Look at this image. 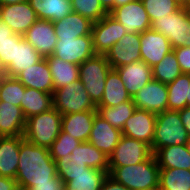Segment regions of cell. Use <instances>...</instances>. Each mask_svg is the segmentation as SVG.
Instances as JSON below:
<instances>
[{
	"instance_id": "55",
	"label": "cell",
	"mask_w": 190,
	"mask_h": 190,
	"mask_svg": "<svg viewBox=\"0 0 190 190\" xmlns=\"http://www.w3.org/2000/svg\"><path fill=\"white\" fill-rule=\"evenodd\" d=\"M13 190H26V189L23 187L16 186Z\"/></svg>"
},
{
	"instance_id": "48",
	"label": "cell",
	"mask_w": 190,
	"mask_h": 190,
	"mask_svg": "<svg viewBox=\"0 0 190 190\" xmlns=\"http://www.w3.org/2000/svg\"><path fill=\"white\" fill-rule=\"evenodd\" d=\"M13 34L14 32L0 19V42L9 40Z\"/></svg>"
},
{
	"instance_id": "38",
	"label": "cell",
	"mask_w": 190,
	"mask_h": 190,
	"mask_svg": "<svg viewBox=\"0 0 190 190\" xmlns=\"http://www.w3.org/2000/svg\"><path fill=\"white\" fill-rule=\"evenodd\" d=\"M72 12L90 19L93 23L109 14L99 0H71Z\"/></svg>"
},
{
	"instance_id": "4",
	"label": "cell",
	"mask_w": 190,
	"mask_h": 190,
	"mask_svg": "<svg viewBox=\"0 0 190 190\" xmlns=\"http://www.w3.org/2000/svg\"><path fill=\"white\" fill-rule=\"evenodd\" d=\"M188 134L181 121L179 111L165 110L156 115L151 151L154 154L162 147L186 145Z\"/></svg>"
},
{
	"instance_id": "15",
	"label": "cell",
	"mask_w": 190,
	"mask_h": 190,
	"mask_svg": "<svg viewBox=\"0 0 190 190\" xmlns=\"http://www.w3.org/2000/svg\"><path fill=\"white\" fill-rule=\"evenodd\" d=\"M140 45L141 60L151 68L173 50L169 39L151 28L140 34Z\"/></svg>"
},
{
	"instance_id": "29",
	"label": "cell",
	"mask_w": 190,
	"mask_h": 190,
	"mask_svg": "<svg viewBox=\"0 0 190 190\" xmlns=\"http://www.w3.org/2000/svg\"><path fill=\"white\" fill-rule=\"evenodd\" d=\"M159 168L190 170V153L185 145L162 147L154 153Z\"/></svg>"
},
{
	"instance_id": "7",
	"label": "cell",
	"mask_w": 190,
	"mask_h": 190,
	"mask_svg": "<svg viewBox=\"0 0 190 190\" xmlns=\"http://www.w3.org/2000/svg\"><path fill=\"white\" fill-rule=\"evenodd\" d=\"M53 107L61 114L97 111L80 80L65 85L52 94Z\"/></svg>"
},
{
	"instance_id": "47",
	"label": "cell",
	"mask_w": 190,
	"mask_h": 190,
	"mask_svg": "<svg viewBox=\"0 0 190 190\" xmlns=\"http://www.w3.org/2000/svg\"><path fill=\"white\" fill-rule=\"evenodd\" d=\"M16 186L15 179L0 176V190H13Z\"/></svg>"
},
{
	"instance_id": "14",
	"label": "cell",
	"mask_w": 190,
	"mask_h": 190,
	"mask_svg": "<svg viewBox=\"0 0 190 190\" xmlns=\"http://www.w3.org/2000/svg\"><path fill=\"white\" fill-rule=\"evenodd\" d=\"M140 33H126L120 41L106 53L112 69L141 60Z\"/></svg>"
},
{
	"instance_id": "13",
	"label": "cell",
	"mask_w": 190,
	"mask_h": 190,
	"mask_svg": "<svg viewBox=\"0 0 190 190\" xmlns=\"http://www.w3.org/2000/svg\"><path fill=\"white\" fill-rule=\"evenodd\" d=\"M0 19L16 34L23 35L37 20L28 0L0 6Z\"/></svg>"
},
{
	"instance_id": "37",
	"label": "cell",
	"mask_w": 190,
	"mask_h": 190,
	"mask_svg": "<svg viewBox=\"0 0 190 190\" xmlns=\"http://www.w3.org/2000/svg\"><path fill=\"white\" fill-rule=\"evenodd\" d=\"M25 86L15 77L4 75L0 80V101L21 106Z\"/></svg>"
},
{
	"instance_id": "17",
	"label": "cell",
	"mask_w": 190,
	"mask_h": 190,
	"mask_svg": "<svg viewBox=\"0 0 190 190\" xmlns=\"http://www.w3.org/2000/svg\"><path fill=\"white\" fill-rule=\"evenodd\" d=\"M156 123V114L143 109H137L126 120L122 135L142 141L152 146Z\"/></svg>"
},
{
	"instance_id": "56",
	"label": "cell",
	"mask_w": 190,
	"mask_h": 190,
	"mask_svg": "<svg viewBox=\"0 0 190 190\" xmlns=\"http://www.w3.org/2000/svg\"><path fill=\"white\" fill-rule=\"evenodd\" d=\"M4 76L3 70H0V80Z\"/></svg>"
},
{
	"instance_id": "5",
	"label": "cell",
	"mask_w": 190,
	"mask_h": 190,
	"mask_svg": "<svg viewBox=\"0 0 190 190\" xmlns=\"http://www.w3.org/2000/svg\"><path fill=\"white\" fill-rule=\"evenodd\" d=\"M111 69L106 56L99 54H95L79 65V80L95 106L102 100L106 77Z\"/></svg>"
},
{
	"instance_id": "11",
	"label": "cell",
	"mask_w": 190,
	"mask_h": 190,
	"mask_svg": "<svg viewBox=\"0 0 190 190\" xmlns=\"http://www.w3.org/2000/svg\"><path fill=\"white\" fill-rule=\"evenodd\" d=\"M52 55L63 61L80 65L95 55L92 35H83L77 38L57 40Z\"/></svg>"
},
{
	"instance_id": "34",
	"label": "cell",
	"mask_w": 190,
	"mask_h": 190,
	"mask_svg": "<svg viewBox=\"0 0 190 190\" xmlns=\"http://www.w3.org/2000/svg\"><path fill=\"white\" fill-rule=\"evenodd\" d=\"M190 74H181L173 82L167 84L168 110H182L187 106Z\"/></svg>"
},
{
	"instance_id": "6",
	"label": "cell",
	"mask_w": 190,
	"mask_h": 190,
	"mask_svg": "<svg viewBox=\"0 0 190 190\" xmlns=\"http://www.w3.org/2000/svg\"><path fill=\"white\" fill-rule=\"evenodd\" d=\"M151 29L169 39L172 48L190 47V7H180L176 12L151 23Z\"/></svg>"
},
{
	"instance_id": "49",
	"label": "cell",
	"mask_w": 190,
	"mask_h": 190,
	"mask_svg": "<svg viewBox=\"0 0 190 190\" xmlns=\"http://www.w3.org/2000/svg\"><path fill=\"white\" fill-rule=\"evenodd\" d=\"M102 4V7L110 13L114 9V0H99Z\"/></svg>"
},
{
	"instance_id": "50",
	"label": "cell",
	"mask_w": 190,
	"mask_h": 190,
	"mask_svg": "<svg viewBox=\"0 0 190 190\" xmlns=\"http://www.w3.org/2000/svg\"><path fill=\"white\" fill-rule=\"evenodd\" d=\"M135 0H114V9L120 6H123L125 4H128L130 2H133Z\"/></svg>"
},
{
	"instance_id": "42",
	"label": "cell",
	"mask_w": 190,
	"mask_h": 190,
	"mask_svg": "<svg viewBox=\"0 0 190 190\" xmlns=\"http://www.w3.org/2000/svg\"><path fill=\"white\" fill-rule=\"evenodd\" d=\"M15 44H18V34L14 33L9 40L0 42V68L4 71L14 61Z\"/></svg>"
},
{
	"instance_id": "39",
	"label": "cell",
	"mask_w": 190,
	"mask_h": 190,
	"mask_svg": "<svg viewBox=\"0 0 190 190\" xmlns=\"http://www.w3.org/2000/svg\"><path fill=\"white\" fill-rule=\"evenodd\" d=\"M151 23L176 12L180 6L174 0H142Z\"/></svg>"
},
{
	"instance_id": "3",
	"label": "cell",
	"mask_w": 190,
	"mask_h": 190,
	"mask_svg": "<svg viewBox=\"0 0 190 190\" xmlns=\"http://www.w3.org/2000/svg\"><path fill=\"white\" fill-rule=\"evenodd\" d=\"M62 115L53 107L26 119L24 139L49 149L61 132Z\"/></svg>"
},
{
	"instance_id": "40",
	"label": "cell",
	"mask_w": 190,
	"mask_h": 190,
	"mask_svg": "<svg viewBox=\"0 0 190 190\" xmlns=\"http://www.w3.org/2000/svg\"><path fill=\"white\" fill-rule=\"evenodd\" d=\"M80 143L81 141L61 130L58 137L50 146L49 153L56 162L58 159L66 155H71L72 150Z\"/></svg>"
},
{
	"instance_id": "53",
	"label": "cell",
	"mask_w": 190,
	"mask_h": 190,
	"mask_svg": "<svg viewBox=\"0 0 190 190\" xmlns=\"http://www.w3.org/2000/svg\"><path fill=\"white\" fill-rule=\"evenodd\" d=\"M187 107H190V86L188 87Z\"/></svg>"
},
{
	"instance_id": "32",
	"label": "cell",
	"mask_w": 190,
	"mask_h": 190,
	"mask_svg": "<svg viewBox=\"0 0 190 190\" xmlns=\"http://www.w3.org/2000/svg\"><path fill=\"white\" fill-rule=\"evenodd\" d=\"M72 161L84 162L88 167L106 171L109 174L108 156L89 141L81 142L72 150Z\"/></svg>"
},
{
	"instance_id": "33",
	"label": "cell",
	"mask_w": 190,
	"mask_h": 190,
	"mask_svg": "<svg viewBox=\"0 0 190 190\" xmlns=\"http://www.w3.org/2000/svg\"><path fill=\"white\" fill-rule=\"evenodd\" d=\"M159 190H190V170L160 168Z\"/></svg>"
},
{
	"instance_id": "10",
	"label": "cell",
	"mask_w": 190,
	"mask_h": 190,
	"mask_svg": "<svg viewBox=\"0 0 190 190\" xmlns=\"http://www.w3.org/2000/svg\"><path fill=\"white\" fill-rule=\"evenodd\" d=\"M121 23L127 33H142L151 28V20L145 10L142 0H135L113 9L110 13Z\"/></svg>"
},
{
	"instance_id": "36",
	"label": "cell",
	"mask_w": 190,
	"mask_h": 190,
	"mask_svg": "<svg viewBox=\"0 0 190 190\" xmlns=\"http://www.w3.org/2000/svg\"><path fill=\"white\" fill-rule=\"evenodd\" d=\"M181 74L182 71L173 50L152 67V78L164 84L173 82Z\"/></svg>"
},
{
	"instance_id": "41",
	"label": "cell",
	"mask_w": 190,
	"mask_h": 190,
	"mask_svg": "<svg viewBox=\"0 0 190 190\" xmlns=\"http://www.w3.org/2000/svg\"><path fill=\"white\" fill-rule=\"evenodd\" d=\"M58 176L78 175L84 173L88 166L84 162L72 161L70 155H66L56 161Z\"/></svg>"
},
{
	"instance_id": "16",
	"label": "cell",
	"mask_w": 190,
	"mask_h": 190,
	"mask_svg": "<svg viewBox=\"0 0 190 190\" xmlns=\"http://www.w3.org/2000/svg\"><path fill=\"white\" fill-rule=\"evenodd\" d=\"M22 36L43 58L53 54L58 40L53 22L44 19H38Z\"/></svg>"
},
{
	"instance_id": "19",
	"label": "cell",
	"mask_w": 190,
	"mask_h": 190,
	"mask_svg": "<svg viewBox=\"0 0 190 190\" xmlns=\"http://www.w3.org/2000/svg\"><path fill=\"white\" fill-rule=\"evenodd\" d=\"M115 70L118 72L126 87V91L131 97L153 79L152 68L142 60L120 66L115 68Z\"/></svg>"
},
{
	"instance_id": "27",
	"label": "cell",
	"mask_w": 190,
	"mask_h": 190,
	"mask_svg": "<svg viewBox=\"0 0 190 190\" xmlns=\"http://www.w3.org/2000/svg\"><path fill=\"white\" fill-rule=\"evenodd\" d=\"M45 58L52 75L54 91L79 80V65L63 61L53 55Z\"/></svg>"
},
{
	"instance_id": "26",
	"label": "cell",
	"mask_w": 190,
	"mask_h": 190,
	"mask_svg": "<svg viewBox=\"0 0 190 190\" xmlns=\"http://www.w3.org/2000/svg\"><path fill=\"white\" fill-rule=\"evenodd\" d=\"M108 173L103 170L88 167L78 175H62L65 190H101Z\"/></svg>"
},
{
	"instance_id": "12",
	"label": "cell",
	"mask_w": 190,
	"mask_h": 190,
	"mask_svg": "<svg viewBox=\"0 0 190 190\" xmlns=\"http://www.w3.org/2000/svg\"><path fill=\"white\" fill-rule=\"evenodd\" d=\"M132 100L137 109L160 114L168 110L167 84L152 79L132 97Z\"/></svg>"
},
{
	"instance_id": "28",
	"label": "cell",
	"mask_w": 190,
	"mask_h": 190,
	"mask_svg": "<svg viewBox=\"0 0 190 190\" xmlns=\"http://www.w3.org/2000/svg\"><path fill=\"white\" fill-rule=\"evenodd\" d=\"M118 72L111 69L106 77L105 90L101 102L96 107H113L131 100Z\"/></svg>"
},
{
	"instance_id": "23",
	"label": "cell",
	"mask_w": 190,
	"mask_h": 190,
	"mask_svg": "<svg viewBox=\"0 0 190 190\" xmlns=\"http://www.w3.org/2000/svg\"><path fill=\"white\" fill-rule=\"evenodd\" d=\"M96 114L97 111H82L62 115L61 130L81 142H86L89 139Z\"/></svg>"
},
{
	"instance_id": "45",
	"label": "cell",
	"mask_w": 190,
	"mask_h": 190,
	"mask_svg": "<svg viewBox=\"0 0 190 190\" xmlns=\"http://www.w3.org/2000/svg\"><path fill=\"white\" fill-rule=\"evenodd\" d=\"M101 190H129V189L126 188L121 183H118L108 175L102 183Z\"/></svg>"
},
{
	"instance_id": "25",
	"label": "cell",
	"mask_w": 190,
	"mask_h": 190,
	"mask_svg": "<svg viewBox=\"0 0 190 190\" xmlns=\"http://www.w3.org/2000/svg\"><path fill=\"white\" fill-rule=\"evenodd\" d=\"M20 136L0 138V176L15 179L19 162Z\"/></svg>"
},
{
	"instance_id": "44",
	"label": "cell",
	"mask_w": 190,
	"mask_h": 190,
	"mask_svg": "<svg viewBox=\"0 0 190 190\" xmlns=\"http://www.w3.org/2000/svg\"><path fill=\"white\" fill-rule=\"evenodd\" d=\"M29 190H65L63 180L57 175L50 182L35 183Z\"/></svg>"
},
{
	"instance_id": "22",
	"label": "cell",
	"mask_w": 190,
	"mask_h": 190,
	"mask_svg": "<svg viewBox=\"0 0 190 190\" xmlns=\"http://www.w3.org/2000/svg\"><path fill=\"white\" fill-rule=\"evenodd\" d=\"M43 57L26 41L22 35L18 34V44H15L14 61L3 71L4 75L15 77L21 71L32 67Z\"/></svg>"
},
{
	"instance_id": "9",
	"label": "cell",
	"mask_w": 190,
	"mask_h": 190,
	"mask_svg": "<svg viewBox=\"0 0 190 190\" xmlns=\"http://www.w3.org/2000/svg\"><path fill=\"white\" fill-rule=\"evenodd\" d=\"M126 33L123 25L109 14L94 22L91 35L95 54L106 55Z\"/></svg>"
},
{
	"instance_id": "1",
	"label": "cell",
	"mask_w": 190,
	"mask_h": 190,
	"mask_svg": "<svg viewBox=\"0 0 190 190\" xmlns=\"http://www.w3.org/2000/svg\"><path fill=\"white\" fill-rule=\"evenodd\" d=\"M56 162L49 149L36 146L20 136L19 162L16 184L29 190L35 183L50 182L57 176Z\"/></svg>"
},
{
	"instance_id": "8",
	"label": "cell",
	"mask_w": 190,
	"mask_h": 190,
	"mask_svg": "<svg viewBox=\"0 0 190 190\" xmlns=\"http://www.w3.org/2000/svg\"><path fill=\"white\" fill-rule=\"evenodd\" d=\"M152 154L148 144L122 135L108 157V164L109 166L136 165L147 160Z\"/></svg>"
},
{
	"instance_id": "20",
	"label": "cell",
	"mask_w": 190,
	"mask_h": 190,
	"mask_svg": "<svg viewBox=\"0 0 190 190\" xmlns=\"http://www.w3.org/2000/svg\"><path fill=\"white\" fill-rule=\"evenodd\" d=\"M15 78L27 88L53 94V80L46 58L21 71Z\"/></svg>"
},
{
	"instance_id": "18",
	"label": "cell",
	"mask_w": 190,
	"mask_h": 190,
	"mask_svg": "<svg viewBox=\"0 0 190 190\" xmlns=\"http://www.w3.org/2000/svg\"><path fill=\"white\" fill-rule=\"evenodd\" d=\"M122 136V131L110 125L100 115L94 117L88 141L109 157Z\"/></svg>"
},
{
	"instance_id": "2",
	"label": "cell",
	"mask_w": 190,
	"mask_h": 190,
	"mask_svg": "<svg viewBox=\"0 0 190 190\" xmlns=\"http://www.w3.org/2000/svg\"><path fill=\"white\" fill-rule=\"evenodd\" d=\"M160 168L154 154L128 166H109V176L129 190H155L159 187Z\"/></svg>"
},
{
	"instance_id": "35",
	"label": "cell",
	"mask_w": 190,
	"mask_h": 190,
	"mask_svg": "<svg viewBox=\"0 0 190 190\" xmlns=\"http://www.w3.org/2000/svg\"><path fill=\"white\" fill-rule=\"evenodd\" d=\"M97 114L106 120L110 125L120 130L126 120L135 112L136 106L133 100L126 101L113 107H96Z\"/></svg>"
},
{
	"instance_id": "52",
	"label": "cell",
	"mask_w": 190,
	"mask_h": 190,
	"mask_svg": "<svg viewBox=\"0 0 190 190\" xmlns=\"http://www.w3.org/2000/svg\"><path fill=\"white\" fill-rule=\"evenodd\" d=\"M180 7H190V0H174Z\"/></svg>"
},
{
	"instance_id": "21",
	"label": "cell",
	"mask_w": 190,
	"mask_h": 190,
	"mask_svg": "<svg viewBox=\"0 0 190 190\" xmlns=\"http://www.w3.org/2000/svg\"><path fill=\"white\" fill-rule=\"evenodd\" d=\"M58 40L91 35L93 22L82 15L71 12L65 18L53 22Z\"/></svg>"
},
{
	"instance_id": "24",
	"label": "cell",
	"mask_w": 190,
	"mask_h": 190,
	"mask_svg": "<svg viewBox=\"0 0 190 190\" xmlns=\"http://www.w3.org/2000/svg\"><path fill=\"white\" fill-rule=\"evenodd\" d=\"M26 119L21 107L0 101V135L23 136Z\"/></svg>"
},
{
	"instance_id": "43",
	"label": "cell",
	"mask_w": 190,
	"mask_h": 190,
	"mask_svg": "<svg viewBox=\"0 0 190 190\" xmlns=\"http://www.w3.org/2000/svg\"><path fill=\"white\" fill-rule=\"evenodd\" d=\"M183 74H190V47H176L173 49Z\"/></svg>"
},
{
	"instance_id": "46",
	"label": "cell",
	"mask_w": 190,
	"mask_h": 190,
	"mask_svg": "<svg viewBox=\"0 0 190 190\" xmlns=\"http://www.w3.org/2000/svg\"><path fill=\"white\" fill-rule=\"evenodd\" d=\"M179 115L183 126L185 127L188 136L190 137V107H185L182 110H179Z\"/></svg>"
},
{
	"instance_id": "51",
	"label": "cell",
	"mask_w": 190,
	"mask_h": 190,
	"mask_svg": "<svg viewBox=\"0 0 190 190\" xmlns=\"http://www.w3.org/2000/svg\"><path fill=\"white\" fill-rule=\"evenodd\" d=\"M26 0H0V6L8 5V4H16L21 3Z\"/></svg>"
},
{
	"instance_id": "30",
	"label": "cell",
	"mask_w": 190,
	"mask_h": 190,
	"mask_svg": "<svg viewBox=\"0 0 190 190\" xmlns=\"http://www.w3.org/2000/svg\"><path fill=\"white\" fill-rule=\"evenodd\" d=\"M38 19L58 21L72 12L71 0H28Z\"/></svg>"
},
{
	"instance_id": "31",
	"label": "cell",
	"mask_w": 190,
	"mask_h": 190,
	"mask_svg": "<svg viewBox=\"0 0 190 190\" xmlns=\"http://www.w3.org/2000/svg\"><path fill=\"white\" fill-rule=\"evenodd\" d=\"M20 107L25 119L49 111L53 108L52 94L25 87Z\"/></svg>"
},
{
	"instance_id": "54",
	"label": "cell",
	"mask_w": 190,
	"mask_h": 190,
	"mask_svg": "<svg viewBox=\"0 0 190 190\" xmlns=\"http://www.w3.org/2000/svg\"><path fill=\"white\" fill-rule=\"evenodd\" d=\"M186 148L188 150V152L190 153V137H188V140L186 141Z\"/></svg>"
}]
</instances>
